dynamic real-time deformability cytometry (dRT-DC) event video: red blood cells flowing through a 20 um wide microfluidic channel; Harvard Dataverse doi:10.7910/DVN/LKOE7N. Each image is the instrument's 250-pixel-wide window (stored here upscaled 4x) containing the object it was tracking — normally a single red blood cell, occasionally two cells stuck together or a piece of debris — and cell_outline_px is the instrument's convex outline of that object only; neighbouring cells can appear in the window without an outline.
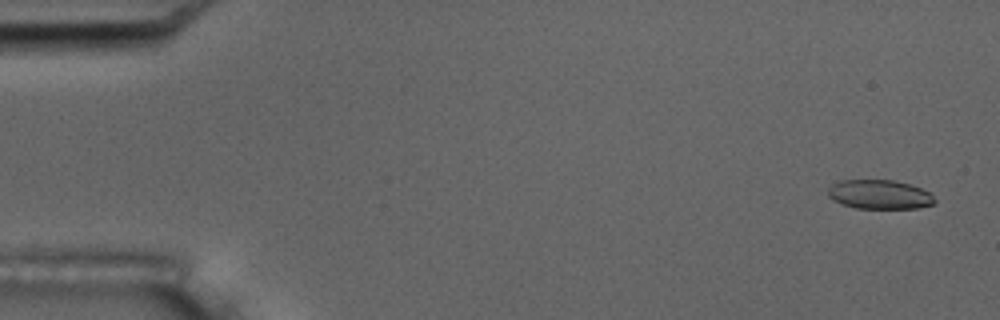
{"species": "common noctule bat (a hibernating species)", "species_latin": "Nyctalus noctula", "temperature_condition": "room temperature", "stored_images_in_passage": 51, "camera_frame_rate_fps": 3000, "um_per_image_px": 0.085, "animal": {"sex": "male", "body_mass_g": 17.5, "forearm_length_mm": 52.3}, "frame": {"image": 1, "passage_image": 1, "time_ms": 0.0, "image_size_px": [1000, 320], "cell_outline_px": [[936, 200], [932, 204], [916, 208], [856, 208], [840, 204], [832, 200], [828, 196], [828, 188], [832, 184], [840, 180], [892, 180], [908, 184], [920, 188], [928, 192]], "centroid_in_image_um": [74.7, 16.53], "position_along_channel_um": 10.3, "area_um2": 18.03}}
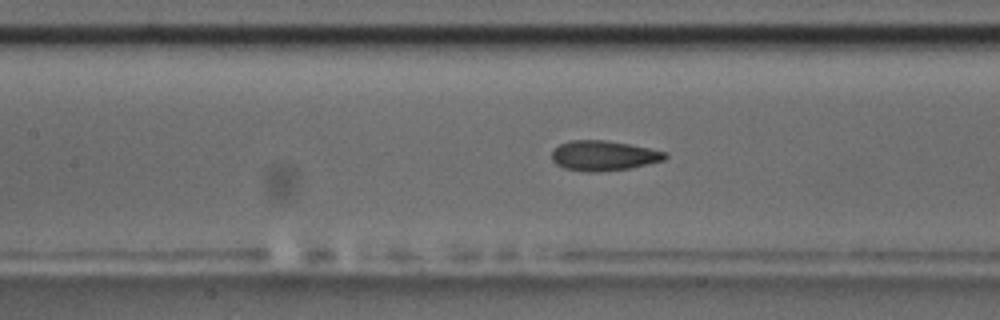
{"frame": {"image": 2, "passage_image": 23, "time_ms": 7.333, "image_size_px": [1000, 320], "cell_outline_px": [[668, 156], [664, 160], [632, 168], [596, 172], [584, 172], [564, 168], [556, 164], [552, 160], [552, 152], [560, 144], [572, 140], [604, 140], [628, 144], [648, 148], [664, 152]], "centroid_in_image_um": [51.29, 13.24], "position_along_channel_um": 156.1, "area_um2": 19.71}}
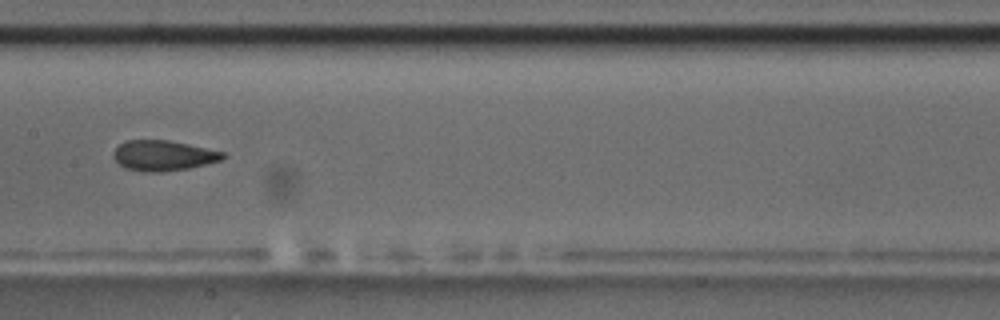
{"frame": {"image": 3, "passage_image": 26, "time_ms": 8.333, "image_size_px": [1000, 320], "cell_outline_px": [[228, 156], [220, 160], [188, 168], [160, 172], [144, 172], [124, 168], [112, 156], [112, 152], [120, 144], [128, 140], [168, 140], [188, 144], [224, 152]], "centroid_in_image_um": [13.86, 13.22], "position_along_channel_um": 193.5, "area_um2": 19.25}, "authors_computed_cell_mechanics": {"area_um2": 19.5942, "velocity_mm_per_s": 3.7776, "shape_relaxation_time_tau1_ms": 3.5645, "shape_relaxation_time_tau2_ms": 1.5378, "deformation_change_tau1": 0.1431, "deformation_change_tau2": 0.0715}}